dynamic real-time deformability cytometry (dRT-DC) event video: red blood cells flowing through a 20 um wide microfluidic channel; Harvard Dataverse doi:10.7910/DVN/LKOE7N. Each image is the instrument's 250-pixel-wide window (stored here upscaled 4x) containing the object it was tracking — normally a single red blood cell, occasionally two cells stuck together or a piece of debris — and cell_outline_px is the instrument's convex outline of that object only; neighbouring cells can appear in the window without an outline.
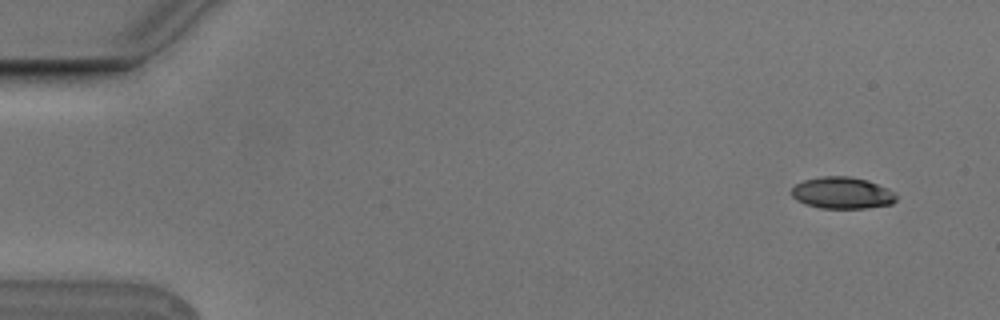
{"species": "Egyptian fruit bat (a non-hibernating species)", "species_latin": "Rousettus aegyptiacus", "temperature_condition": "cold", "stored_images_in_passage": 6, "segment_of_instrument_passage": [2, 2], "camera_frame_rate_fps": 3000, "um_per_image_px": 0.085, "animal": {"sex": "male"}, "frame": {"image": 1, "passage_image": 6, "time_ms": 1.667, "image_size_px": [1000, 320], "cell_outline_px": [[896, 200], [892, 204], [864, 208], [820, 208], [804, 204], [796, 200], [792, 196], [792, 188], [796, 184], [804, 180], [820, 176], [848, 176], [868, 180], [888, 188], [896, 192]], "centroid_in_image_um": [71.59, 16.39], "position_along_channel_um": 13.4, "area_um2": 19.48}}